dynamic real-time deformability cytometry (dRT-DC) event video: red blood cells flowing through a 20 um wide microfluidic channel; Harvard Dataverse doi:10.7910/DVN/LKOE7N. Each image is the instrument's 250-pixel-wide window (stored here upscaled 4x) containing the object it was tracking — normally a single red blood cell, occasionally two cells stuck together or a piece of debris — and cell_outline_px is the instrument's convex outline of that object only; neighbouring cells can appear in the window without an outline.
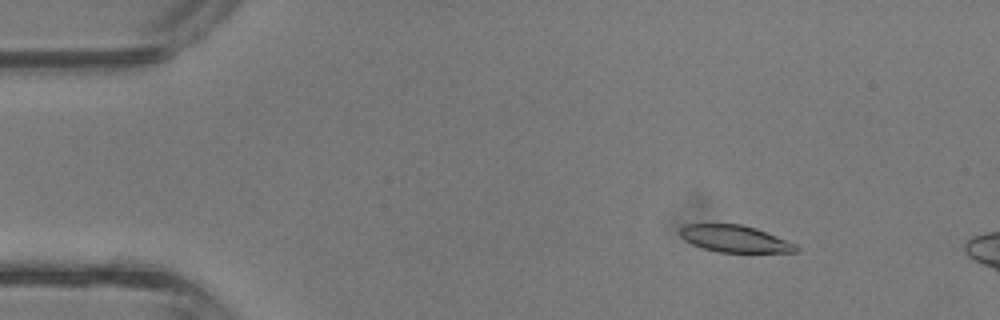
{"species": "common noctule bat (a hibernating species)", "species_latin": "Nyctalus noctula", "temperature_condition": "room temperature", "stored_images_in_passage": 12, "camera_frame_rate_fps": 3000, "um_per_image_px": 0.085, "animal": {"sex": "male", "body_mass_g": 13.3}, "frame": {"image": 1, "passage_image": 6, "time_ms": 1.667, "image_size_px": [1000, 320], "cell_outline_px": [[796, 252], [716, 252], [692, 244], [684, 240], [680, 236], [680, 228], [684, 224], [740, 224], [756, 228], [796, 244]], "centroid_in_image_um": [62.41, 20.29], "position_along_channel_um": 22.6, "area_um2": 18.03}}